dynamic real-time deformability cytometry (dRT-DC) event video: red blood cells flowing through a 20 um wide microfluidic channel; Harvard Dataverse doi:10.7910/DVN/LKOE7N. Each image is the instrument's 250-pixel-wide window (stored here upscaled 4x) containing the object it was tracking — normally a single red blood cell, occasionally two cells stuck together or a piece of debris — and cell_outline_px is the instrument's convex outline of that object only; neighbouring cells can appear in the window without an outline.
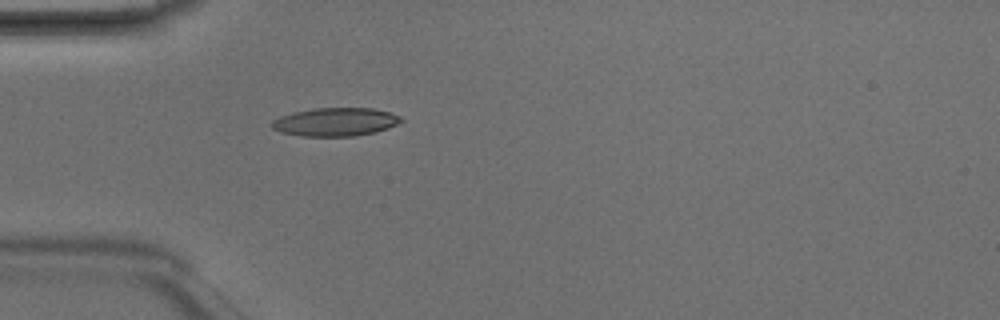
{"species": "Egyptian fruit bat (a non-hibernating species)", "species_latin": "Rousettus aegyptiacus", "temperature_condition": "room temperature", "stored_images_in_passage": 1, "camera_frame_rate_fps": 3000, "um_per_image_px": 0.085, "animal": {"sex": "male"}, "frame": {"image": 1, "passage_image": 1, "time_ms": 0.0, "image_size_px": [1000, 320], "cell_outline_px": [[404, 120], [388, 128], [376, 132], [356, 136], [300, 136], [280, 132], [272, 128], [272, 120], [280, 116], [292, 112], [316, 108], [372, 108], [388, 112], [400, 116]], "centroid_in_image_um": [28.49, 10.37], "position_along_channel_um": 56.5, "area_um2": 21.39}}